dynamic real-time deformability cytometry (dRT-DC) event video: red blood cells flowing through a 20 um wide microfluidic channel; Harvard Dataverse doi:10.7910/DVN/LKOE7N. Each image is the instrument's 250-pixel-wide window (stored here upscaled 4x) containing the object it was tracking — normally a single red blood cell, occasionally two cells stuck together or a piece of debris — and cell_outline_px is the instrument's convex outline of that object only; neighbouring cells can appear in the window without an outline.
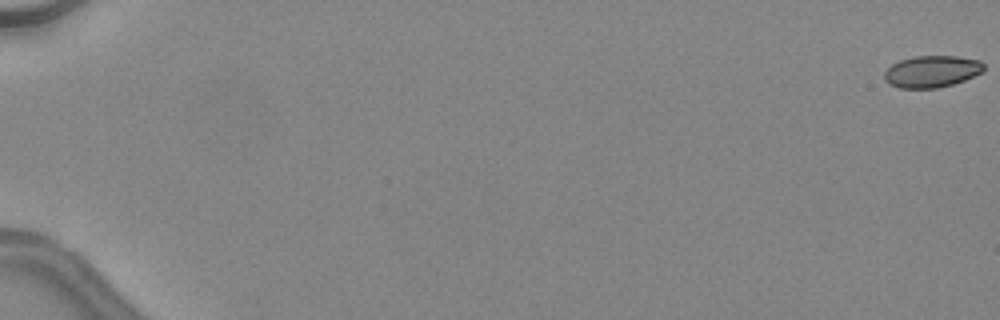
{"species": "common noctule bat (a hibernating species)", "species_latin": "Nyctalus noctula", "temperature_condition": "warm", "stored_images_in_passage": 49, "camera_frame_rate_fps": 3000, "um_per_image_px": 0.085, "animal": {"sex": "female", "body_mass_g": 24.6, "forearm_length_mm": 56.2}, "frame": {"image": 1, "passage_image": 1, "time_ms": 0.0, "image_size_px": [1000, 320], "cell_outline_px": [[984, 72], [964, 80], [952, 84], [936, 88], [900, 88], [888, 84], [884, 80], [884, 72], [892, 64], [900, 60], [916, 56], [956, 56], [980, 60], [984, 64]], "centroid_in_image_um": [79.2, 6.07], "position_along_channel_um": 5.8, "area_um2": 18.5}}
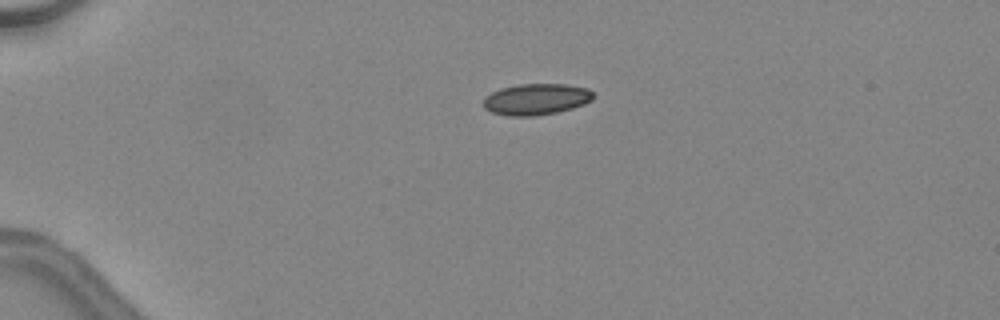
{"frame": {"image": 2, "passage_image": 14, "time_ms": 4.333, "image_size_px": [1000, 320], "cell_outline_px": [[596, 96], [592, 100], [584, 104], [572, 108], [556, 112], [532, 116], [508, 116], [492, 112], [484, 108], [484, 96], [500, 88], [516, 84], [568, 84], [588, 88]], "centroid_in_image_um": [45.58, 8.42], "position_along_channel_um": 39.4, "area_um2": 20.17}, "authors_computed_cell_mechanics": {"area_um2": 19.8832, "velocity_mm_per_s": 4.5471, "shape_relaxation_time_tau1_ms": null, "shape_relaxation_time_tau2_ms": 1.4022, "deformation_change_tau1": null, "deformation_change_tau2": 0.0711}}